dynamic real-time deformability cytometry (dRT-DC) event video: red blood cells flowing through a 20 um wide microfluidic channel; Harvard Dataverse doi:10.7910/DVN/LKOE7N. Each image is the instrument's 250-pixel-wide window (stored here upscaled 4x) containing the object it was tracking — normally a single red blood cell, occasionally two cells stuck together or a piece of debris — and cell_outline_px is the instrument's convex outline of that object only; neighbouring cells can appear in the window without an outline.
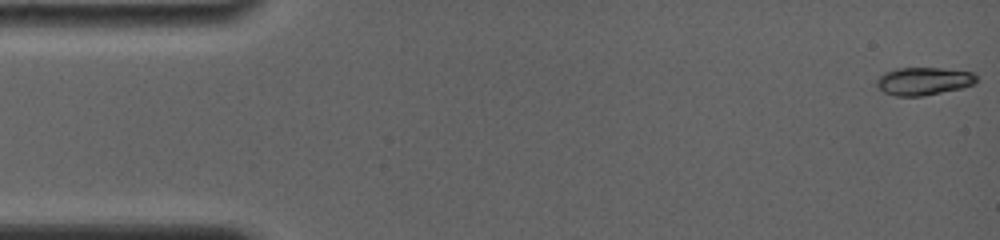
{"species": "common noctule bat (a hibernating species)", "species_latin": "Nyctalus noctula", "temperature_condition": "room temperature", "stored_images_in_passage": 48, "camera_frame_rate_fps": 4000, "um_per_image_px": 0.085, "animal": {"sex": "female", "body_mass_g": 19.0, "forearm_length_mm": 56.7}, "frame": {"image": 1, "passage_image": 1, "time_ms": 0.0, "image_size_px": [1000, 240], "cell_outline_px": [[976, 84], [964, 88], [924, 96], [896, 96], [884, 92], [876, 88], [876, 80], [884, 72], [896, 68], [940, 68], [972, 72], [976, 76]], "centroid_in_image_um": [78.5, 6.91], "position_along_channel_um": 6.5, "area_um2": 16.42}}
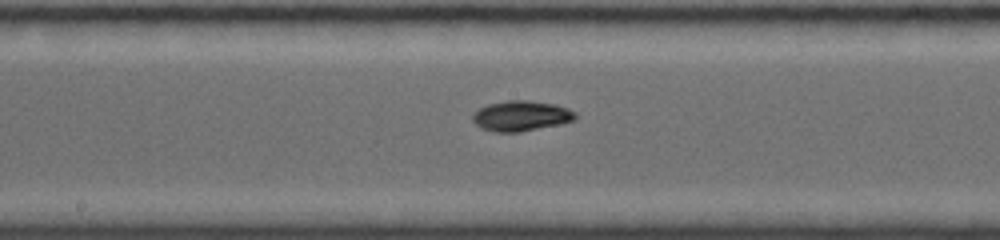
{"frame": {"image": 2, "passage_image": 28, "time_ms": 8.5, "image_size_px": [1000, 240], "cell_outline_px": [[576, 116], [572, 120], [560, 124], [520, 132], [496, 132], [480, 128], [472, 120], [472, 116], [480, 108], [488, 104], [508, 100], [528, 100], [556, 104], [568, 108], [576, 112]], "centroid_in_image_um": [44.29, 9.85], "position_along_channel_um": 203.9, "area_um2": 18.09}}
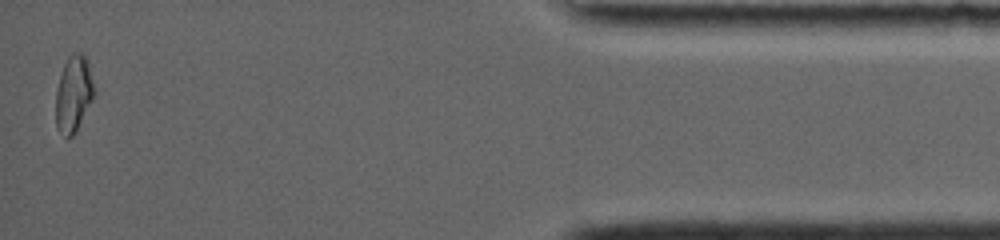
{"frame": {"image": 3, "passage_image": 48, "time_ms": 16.0, "image_size_px": [1000, 240], "cell_outline_px": [[96, 92], [92, 100], [72, 136], [68, 140], [56, 128], [56, 92], [60, 76], [64, 64], [68, 56], [72, 52], [84, 52], [88, 60]], "centroid_in_image_um": [6.26, 7.93], "position_along_channel_um": 428.9, "area_um2": 17.17}, "authors_computed_cell_mechanics": {"area_um2": 16.6175, "velocity_mm_per_s": 3.8349, "shape_relaxation_time_tau1_ms": 4.0838, "shape_relaxation_time_tau2_ms": 10.5903, "deformation_change_tau1": 0.166, "deformation_change_tau2": 0.0657}}